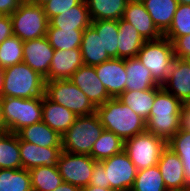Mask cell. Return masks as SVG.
<instances>
[{
    "instance_id": "ffe728a7",
    "label": "cell",
    "mask_w": 190,
    "mask_h": 191,
    "mask_svg": "<svg viewBox=\"0 0 190 191\" xmlns=\"http://www.w3.org/2000/svg\"><path fill=\"white\" fill-rule=\"evenodd\" d=\"M77 115L66 107L42 97V121L62 136L75 122Z\"/></svg>"
},
{
    "instance_id": "8fae6325",
    "label": "cell",
    "mask_w": 190,
    "mask_h": 191,
    "mask_svg": "<svg viewBox=\"0 0 190 191\" xmlns=\"http://www.w3.org/2000/svg\"><path fill=\"white\" fill-rule=\"evenodd\" d=\"M105 168L106 183L113 191H130L137 174L136 166L123 150L101 161Z\"/></svg>"
},
{
    "instance_id": "7a4b0ae2",
    "label": "cell",
    "mask_w": 190,
    "mask_h": 191,
    "mask_svg": "<svg viewBox=\"0 0 190 191\" xmlns=\"http://www.w3.org/2000/svg\"><path fill=\"white\" fill-rule=\"evenodd\" d=\"M97 116L104 130L127 140L146 131V121L118 98H111L96 107Z\"/></svg>"
},
{
    "instance_id": "9c48e42d",
    "label": "cell",
    "mask_w": 190,
    "mask_h": 191,
    "mask_svg": "<svg viewBox=\"0 0 190 191\" xmlns=\"http://www.w3.org/2000/svg\"><path fill=\"white\" fill-rule=\"evenodd\" d=\"M166 147V140L148 131L124 141V151L136 166L137 171L157 165Z\"/></svg>"
},
{
    "instance_id": "9a60e30c",
    "label": "cell",
    "mask_w": 190,
    "mask_h": 191,
    "mask_svg": "<svg viewBox=\"0 0 190 191\" xmlns=\"http://www.w3.org/2000/svg\"><path fill=\"white\" fill-rule=\"evenodd\" d=\"M22 168L30 170L40 166L57 167L62 147H42L19 138Z\"/></svg>"
},
{
    "instance_id": "52a82bcc",
    "label": "cell",
    "mask_w": 190,
    "mask_h": 191,
    "mask_svg": "<svg viewBox=\"0 0 190 191\" xmlns=\"http://www.w3.org/2000/svg\"><path fill=\"white\" fill-rule=\"evenodd\" d=\"M11 21L13 35L22 41L45 37L49 26L44 8L33 3H21Z\"/></svg>"
},
{
    "instance_id": "60d3db41",
    "label": "cell",
    "mask_w": 190,
    "mask_h": 191,
    "mask_svg": "<svg viewBox=\"0 0 190 191\" xmlns=\"http://www.w3.org/2000/svg\"><path fill=\"white\" fill-rule=\"evenodd\" d=\"M91 175L89 185L110 189V186L106 183L105 168L101 161H95Z\"/></svg>"
},
{
    "instance_id": "74e56055",
    "label": "cell",
    "mask_w": 190,
    "mask_h": 191,
    "mask_svg": "<svg viewBox=\"0 0 190 191\" xmlns=\"http://www.w3.org/2000/svg\"><path fill=\"white\" fill-rule=\"evenodd\" d=\"M190 34V5L179 4L170 28L163 34L164 37H181Z\"/></svg>"
},
{
    "instance_id": "681fc988",
    "label": "cell",
    "mask_w": 190,
    "mask_h": 191,
    "mask_svg": "<svg viewBox=\"0 0 190 191\" xmlns=\"http://www.w3.org/2000/svg\"><path fill=\"white\" fill-rule=\"evenodd\" d=\"M49 1L51 0H35V4L36 5H40L41 7H43L45 4H47Z\"/></svg>"
},
{
    "instance_id": "2e32d148",
    "label": "cell",
    "mask_w": 190,
    "mask_h": 191,
    "mask_svg": "<svg viewBox=\"0 0 190 191\" xmlns=\"http://www.w3.org/2000/svg\"><path fill=\"white\" fill-rule=\"evenodd\" d=\"M122 19L132 24L145 41L158 40L163 37L141 0L128 1Z\"/></svg>"
},
{
    "instance_id": "5bb4252c",
    "label": "cell",
    "mask_w": 190,
    "mask_h": 191,
    "mask_svg": "<svg viewBox=\"0 0 190 191\" xmlns=\"http://www.w3.org/2000/svg\"><path fill=\"white\" fill-rule=\"evenodd\" d=\"M54 50L46 36L24 41L23 62L45 78L49 73Z\"/></svg>"
},
{
    "instance_id": "8d00e7d4",
    "label": "cell",
    "mask_w": 190,
    "mask_h": 191,
    "mask_svg": "<svg viewBox=\"0 0 190 191\" xmlns=\"http://www.w3.org/2000/svg\"><path fill=\"white\" fill-rule=\"evenodd\" d=\"M23 44L24 41L15 35L0 44V68L5 69L23 62Z\"/></svg>"
},
{
    "instance_id": "ab89813d",
    "label": "cell",
    "mask_w": 190,
    "mask_h": 191,
    "mask_svg": "<svg viewBox=\"0 0 190 191\" xmlns=\"http://www.w3.org/2000/svg\"><path fill=\"white\" fill-rule=\"evenodd\" d=\"M165 38L172 42L175 58L183 60L190 58V34L181 37Z\"/></svg>"
},
{
    "instance_id": "30bf717a",
    "label": "cell",
    "mask_w": 190,
    "mask_h": 191,
    "mask_svg": "<svg viewBox=\"0 0 190 191\" xmlns=\"http://www.w3.org/2000/svg\"><path fill=\"white\" fill-rule=\"evenodd\" d=\"M95 160L86 154H73L62 151L57 161V168L63 182L79 188L89 185Z\"/></svg>"
},
{
    "instance_id": "1f68e13d",
    "label": "cell",
    "mask_w": 190,
    "mask_h": 191,
    "mask_svg": "<svg viewBox=\"0 0 190 191\" xmlns=\"http://www.w3.org/2000/svg\"><path fill=\"white\" fill-rule=\"evenodd\" d=\"M181 159L185 176V191H190V131L181 128L168 142Z\"/></svg>"
},
{
    "instance_id": "4fadbf2b",
    "label": "cell",
    "mask_w": 190,
    "mask_h": 191,
    "mask_svg": "<svg viewBox=\"0 0 190 191\" xmlns=\"http://www.w3.org/2000/svg\"><path fill=\"white\" fill-rule=\"evenodd\" d=\"M69 80L83 91L95 107L101 106L111 99L104 85L97 77L93 66L83 64L72 74Z\"/></svg>"
},
{
    "instance_id": "ba28073f",
    "label": "cell",
    "mask_w": 190,
    "mask_h": 191,
    "mask_svg": "<svg viewBox=\"0 0 190 191\" xmlns=\"http://www.w3.org/2000/svg\"><path fill=\"white\" fill-rule=\"evenodd\" d=\"M45 95L77 116H87L96 112V107L88 97L69 79L45 81Z\"/></svg>"
},
{
    "instance_id": "c3c4849f",
    "label": "cell",
    "mask_w": 190,
    "mask_h": 191,
    "mask_svg": "<svg viewBox=\"0 0 190 191\" xmlns=\"http://www.w3.org/2000/svg\"><path fill=\"white\" fill-rule=\"evenodd\" d=\"M3 69L0 68V98H2V89H3Z\"/></svg>"
},
{
    "instance_id": "5b68a950",
    "label": "cell",
    "mask_w": 190,
    "mask_h": 191,
    "mask_svg": "<svg viewBox=\"0 0 190 191\" xmlns=\"http://www.w3.org/2000/svg\"><path fill=\"white\" fill-rule=\"evenodd\" d=\"M2 113L8 132L18 133L22 128L42 121V97H4Z\"/></svg>"
},
{
    "instance_id": "3957f363",
    "label": "cell",
    "mask_w": 190,
    "mask_h": 191,
    "mask_svg": "<svg viewBox=\"0 0 190 191\" xmlns=\"http://www.w3.org/2000/svg\"><path fill=\"white\" fill-rule=\"evenodd\" d=\"M2 98L30 99L45 95V79L38 72L21 62L3 69Z\"/></svg>"
},
{
    "instance_id": "ac0fdd59",
    "label": "cell",
    "mask_w": 190,
    "mask_h": 191,
    "mask_svg": "<svg viewBox=\"0 0 190 191\" xmlns=\"http://www.w3.org/2000/svg\"><path fill=\"white\" fill-rule=\"evenodd\" d=\"M83 65L80 49L54 50L45 81L69 79Z\"/></svg>"
},
{
    "instance_id": "ee69618b",
    "label": "cell",
    "mask_w": 190,
    "mask_h": 191,
    "mask_svg": "<svg viewBox=\"0 0 190 191\" xmlns=\"http://www.w3.org/2000/svg\"><path fill=\"white\" fill-rule=\"evenodd\" d=\"M181 128L190 131V107H182L181 110Z\"/></svg>"
},
{
    "instance_id": "db71d44e",
    "label": "cell",
    "mask_w": 190,
    "mask_h": 191,
    "mask_svg": "<svg viewBox=\"0 0 190 191\" xmlns=\"http://www.w3.org/2000/svg\"><path fill=\"white\" fill-rule=\"evenodd\" d=\"M187 63H188V65L190 66V58H187V59H184Z\"/></svg>"
},
{
    "instance_id": "d4e9b609",
    "label": "cell",
    "mask_w": 190,
    "mask_h": 191,
    "mask_svg": "<svg viewBox=\"0 0 190 191\" xmlns=\"http://www.w3.org/2000/svg\"><path fill=\"white\" fill-rule=\"evenodd\" d=\"M17 135L23 141L42 147H61V136L43 121L22 128Z\"/></svg>"
},
{
    "instance_id": "f1b7e54d",
    "label": "cell",
    "mask_w": 190,
    "mask_h": 191,
    "mask_svg": "<svg viewBox=\"0 0 190 191\" xmlns=\"http://www.w3.org/2000/svg\"><path fill=\"white\" fill-rule=\"evenodd\" d=\"M0 169H22L17 133L0 134Z\"/></svg>"
},
{
    "instance_id": "484cf974",
    "label": "cell",
    "mask_w": 190,
    "mask_h": 191,
    "mask_svg": "<svg viewBox=\"0 0 190 191\" xmlns=\"http://www.w3.org/2000/svg\"><path fill=\"white\" fill-rule=\"evenodd\" d=\"M157 29L164 34L171 26L177 0H141Z\"/></svg>"
},
{
    "instance_id": "816d5d0a",
    "label": "cell",
    "mask_w": 190,
    "mask_h": 191,
    "mask_svg": "<svg viewBox=\"0 0 190 191\" xmlns=\"http://www.w3.org/2000/svg\"><path fill=\"white\" fill-rule=\"evenodd\" d=\"M183 106L190 107V96L189 98L183 103Z\"/></svg>"
},
{
    "instance_id": "f35d334b",
    "label": "cell",
    "mask_w": 190,
    "mask_h": 191,
    "mask_svg": "<svg viewBox=\"0 0 190 191\" xmlns=\"http://www.w3.org/2000/svg\"><path fill=\"white\" fill-rule=\"evenodd\" d=\"M82 0H51L43 6L48 20L78 5Z\"/></svg>"
},
{
    "instance_id": "277c9868",
    "label": "cell",
    "mask_w": 190,
    "mask_h": 191,
    "mask_svg": "<svg viewBox=\"0 0 190 191\" xmlns=\"http://www.w3.org/2000/svg\"><path fill=\"white\" fill-rule=\"evenodd\" d=\"M104 131L96 113L77 116L75 122L61 136L62 151L90 155L95 141Z\"/></svg>"
},
{
    "instance_id": "7c38bea8",
    "label": "cell",
    "mask_w": 190,
    "mask_h": 191,
    "mask_svg": "<svg viewBox=\"0 0 190 191\" xmlns=\"http://www.w3.org/2000/svg\"><path fill=\"white\" fill-rule=\"evenodd\" d=\"M94 68L111 98H118L125 91L127 80L125 59L111 58Z\"/></svg>"
},
{
    "instance_id": "d590c367",
    "label": "cell",
    "mask_w": 190,
    "mask_h": 191,
    "mask_svg": "<svg viewBox=\"0 0 190 191\" xmlns=\"http://www.w3.org/2000/svg\"><path fill=\"white\" fill-rule=\"evenodd\" d=\"M130 191H168L157 165L137 171Z\"/></svg>"
},
{
    "instance_id": "4dcf8cb0",
    "label": "cell",
    "mask_w": 190,
    "mask_h": 191,
    "mask_svg": "<svg viewBox=\"0 0 190 191\" xmlns=\"http://www.w3.org/2000/svg\"><path fill=\"white\" fill-rule=\"evenodd\" d=\"M124 150V140L113 132L104 130L95 141L90 156L95 161H103Z\"/></svg>"
},
{
    "instance_id": "f907efd6",
    "label": "cell",
    "mask_w": 190,
    "mask_h": 191,
    "mask_svg": "<svg viewBox=\"0 0 190 191\" xmlns=\"http://www.w3.org/2000/svg\"><path fill=\"white\" fill-rule=\"evenodd\" d=\"M179 4H188L190 5V0H177Z\"/></svg>"
},
{
    "instance_id": "e0dca14e",
    "label": "cell",
    "mask_w": 190,
    "mask_h": 191,
    "mask_svg": "<svg viewBox=\"0 0 190 191\" xmlns=\"http://www.w3.org/2000/svg\"><path fill=\"white\" fill-rule=\"evenodd\" d=\"M168 191H185V176L180 157L168 146L157 164Z\"/></svg>"
},
{
    "instance_id": "bcb514c9",
    "label": "cell",
    "mask_w": 190,
    "mask_h": 191,
    "mask_svg": "<svg viewBox=\"0 0 190 191\" xmlns=\"http://www.w3.org/2000/svg\"><path fill=\"white\" fill-rule=\"evenodd\" d=\"M7 127L4 123L3 113H2V98H0V134L7 133Z\"/></svg>"
},
{
    "instance_id": "f6af8a7d",
    "label": "cell",
    "mask_w": 190,
    "mask_h": 191,
    "mask_svg": "<svg viewBox=\"0 0 190 191\" xmlns=\"http://www.w3.org/2000/svg\"><path fill=\"white\" fill-rule=\"evenodd\" d=\"M81 188L72 185L70 183L62 182L56 189L53 191H80Z\"/></svg>"
},
{
    "instance_id": "7dc6e473",
    "label": "cell",
    "mask_w": 190,
    "mask_h": 191,
    "mask_svg": "<svg viewBox=\"0 0 190 191\" xmlns=\"http://www.w3.org/2000/svg\"><path fill=\"white\" fill-rule=\"evenodd\" d=\"M80 191H113V190L108 189V188H102V187H97V186H93V185H88V186L82 187Z\"/></svg>"
},
{
    "instance_id": "d6986e66",
    "label": "cell",
    "mask_w": 190,
    "mask_h": 191,
    "mask_svg": "<svg viewBox=\"0 0 190 191\" xmlns=\"http://www.w3.org/2000/svg\"><path fill=\"white\" fill-rule=\"evenodd\" d=\"M162 87L184 103L190 96V66L183 59L175 58Z\"/></svg>"
},
{
    "instance_id": "cb8c5ba5",
    "label": "cell",
    "mask_w": 190,
    "mask_h": 191,
    "mask_svg": "<svg viewBox=\"0 0 190 191\" xmlns=\"http://www.w3.org/2000/svg\"><path fill=\"white\" fill-rule=\"evenodd\" d=\"M145 42L132 24L122 18L118 20V58L136 57Z\"/></svg>"
},
{
    "instance_id": "836d02e7",
    "label": "cell",
    "mask_w": 190,
    "mask_h": 191,
    "mask_svg": "<svg viewBox=\"0 0 190 191\" xmlns=\"http://www.w3.org/2000/svg\"><path fill=\"white\" fill-rule=\"evenodd\" d=\"M91 26L102 37L103 50L110 58H118V21L94 20Z\"/></svg>"
},
{
    "instance_id": "8992f818",
    "label": "cell",
    "mask_w": 190,
    "mask_h": 191,
    "mask_svg": "<svg viewBox=\"0 0 190 191\" xmlns=\"http://www.w3.org/2000/svg\"><path fill=\"white\" fill-rule=\"evenodd\" d=\"M136 57L150 70L154 81L162 86L175 59L173 44L164 36L158 40L146 41Z\"/></svg>"
},
{
    "instance_id": "e575fe53",
    "label": "cell",
    "mask_w": 190,
    "mask_h": 191,
    "mask_svg": "<svg viewBox=\"0 0 190 191\" xmlns=\"http://www.w3.org/2000/svg\"><path fill=\"white\" fill-rule=\"evenodd\" d=\"M0 191H33L27 169H0Z\"/></svg>"
},
{
    "instance_id": "4316f807",
    "label": "cell",
    "mask_w": 190,
    "mask_h": 191,
    "mask_svg": "<svg viewBox=\"0 0 190 191\" xmlns=\"http://www.w3.org/2000/svg\"><path fill=\"white\" fill-rule=\"evenodd\" d=\"M162 88L158 86L142 91H124L118 99L128 105L137 115L141 116L145 121L148 119L156 93Z\"/></svg>"
},
{
    "instance_id": "6da1fadb",
    "label": "cell",
    "mask_w": 190,
    "mask_h": 191,
    "mask_svg": "<svg viewBox=\"0 0 190 191\" xmlns=\"http://www.w3.org/2000/svg\"><path fill=\"white\" fill-rule=\"evenodd\" d=\"M183 103L163 87L156 93L146 131L167 142L181 129Z\"/></svg>"
},
{
    "instance_id": "f5cc1de1",
    "label": "cell",
    "mask_w": 190,
    "mask_h": 191,
    "mask_svg": "<svg viewBox=\"0 0 190 191\" xmlns=\"http://www.w3.org/2000/svg\"><path fill=\"white\" fill-rule=\"evenodd\" d=\"M21 3H33L35 4V0H19Z\"/></svg>"
},
{
    "instance_id": "603a6c76",
    "label": "cell",
    "mask_w": 190,
    "mask_h": 191,
    "mask_svg": "<svg viewBox=\"0 0 190 191\" xmlns=\"http://www.w3.org/2000/svg\"><path fill=\"white\" fill-rule=\"evenodd\" d=\"M125 69L127 74L125 91H142L159 86L152 78L150 70L137 57L125 59Z\"/></svg>"
},
{
    "instance_id": "7402d4cb",
    "label": "cell",
    "mask_w": 190,
    "mask_h": 191,
    "mask_svg": "<svg viewBox=\"0 0 190 191\" xmlns=\"http://www.w3.org/2000/svg\"><path fill=\"white\" fill-rule=\"evenodd\" d=\"M91 18L85 0L49 20L48 27L58 29L85 30L91 25Z\"/></svg>"
},
{
    "instance_id": "83f0119b",
    "label": "cell",
    "mask_w": 190,
    "mask_h": 191,
    "mask_svg": "<svg viewBox=\"0 0 190 191\" xmlns=\"http://www.w3.org/2000/svg\"><path fill=\"white\" fill-rule=\"evenodd\" d=\"M92 21L119 20L123 17L127 0H85Z\"/></svg>"
},
{
    "instance_id": "44dd1931",
    "label": "cell",
    "mask_w": 190,
    "mask_h": 191,
    "mask_svg": "<svg viewBox=\"0 0 190 191\" xmlns=\"http://www.w3.org/2000/svg\"><path fill=\"white\" fill-rule=\"evenodd\" d=\"M80 50L84 65L94 67L111 59L107 52L103 50L101 35H98L91 25L83 32Z\"/></svg>"
},
{
    "instance_id": "b9f144b4",
    "label": "cell",
    "mask_w": 190,
    "mask_h": 191,
    "mask_svg": "<svg viewBox=\"0 0 190 191\" xmlns=\"http://www.w3.org/2000/svg\"><path fill=\"white\" fill-rule=\"evenodd\" d=\"M13 35L11 16L0 15V44Z\"/></svg>"
},
{
    "instance_id": "7bdbcfd3",
    "label": "cell",
    "mask_w": 190,
    "mask_h": 191,
    "mask_svg": "<svg viewBox=\"0 0 190 191\" xmlns=\"http://www.w3.org/2000/svg\"><path fill=\"white\" fill-rule=\"evenodd\" d=\"M20 4L19 0H0V15L11 16L17 11Z\"/></svg>"
},
{
    "instance_id": "f546056e",
    "label": "cell",
    "mask_w": 190,
    "mask_h": 191,
    "mask_svg": "<svg viewBox=\"0 0 190 191\" xmlns=\"http://www.w3.org/2000/svg\"><path fill=\"white\" fill-rule=\"evenodd\" d=\"M84 30L48 27L46 37L55 50L80 49Z\"/></svg>"
},
{
    "instance_id": "d6a6232c",
    "label": "cell",
    "mask_w": 190,
    "mask_h": 191,
    "mask_svg": "<svg viewBox=\"0 0 190 191\" xmlns=\"http://www.w3.org/2000/svg\"><path fill=\"white\" fill-rule=\"evenodd\" d=\"M29 173L33 191H53L63 182L57 167L40 166Z\"/></svg>"
}]
</instances>
